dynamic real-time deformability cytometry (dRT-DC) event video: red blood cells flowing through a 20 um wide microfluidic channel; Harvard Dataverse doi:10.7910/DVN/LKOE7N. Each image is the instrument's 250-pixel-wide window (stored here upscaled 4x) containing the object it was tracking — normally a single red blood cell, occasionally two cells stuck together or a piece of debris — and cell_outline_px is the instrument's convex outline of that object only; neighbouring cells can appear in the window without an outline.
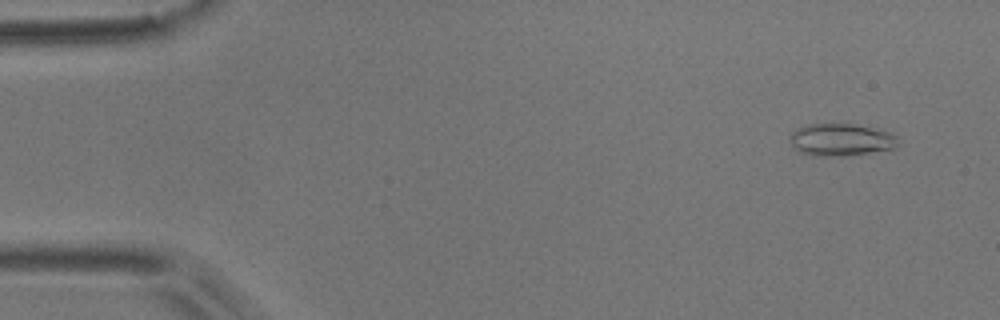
{"species": "common noctule bat (a hibernating species)", "species_latin": "Nyctalus noctula", "temperature_condition": "room temperature", "stored_images_in_passage": 12, "camera_frame_rate_fps": 3000, "um_per_image_px": 0.085, "animal": {"sex": "male", "body_mass_g": 17.9}, "frame": {"image": 1, "passage_image": 4, "time_ms": 1.0, "image_size_px": [1000, 320], "cell_outline_px": [[900, 144], [896, 148], [844, 156], [808, 156], [792, 148], [788, 140], [792, 132], [796, 128], [804, 124], [852, 124], [872, 128], [888, 132], [896, 136]], "centroid_in_image_um": [71.41, 11.89], "position_along_channel_um": 13.6, "area_um2": 20.63}}